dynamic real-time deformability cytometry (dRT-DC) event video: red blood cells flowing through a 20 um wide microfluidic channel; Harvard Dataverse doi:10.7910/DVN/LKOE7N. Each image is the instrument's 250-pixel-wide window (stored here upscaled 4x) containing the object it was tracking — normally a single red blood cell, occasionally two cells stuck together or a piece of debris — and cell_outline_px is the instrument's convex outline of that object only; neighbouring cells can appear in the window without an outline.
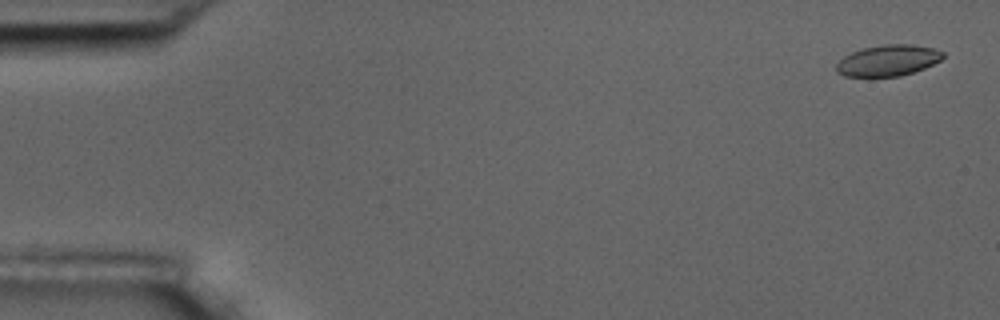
{"species": "common noctule bat (a hibernating species)", "species_latin": "Nyctalus noctula", "temperature_condition": "room temperature", "stored_images_in_passage": 3, "camera_frame_rate_fps": 3000, "um_per_image_px": 0.085, "animal": {"sex": "male", "body_mass_g": 17.5, "forearm_length_mm": 52.3}, "frame": {"image": 1, "passage_image": 1, "time_ms": 0.0, "image_size_px": [1000, 320], "cell_outline_px": [[944, 56], [940, 60], [924, 68], [900, 76], [844, 76], [836, 72], [836, 64], [844, 56], [852, 52], [864, 48], [884, 44], [908, 44], [936, 48], [944, 52]], "centroid_in_image_um": [75.48, 5.13], "position_along_channel_um": 9.5, "area_um2": 19.19}}